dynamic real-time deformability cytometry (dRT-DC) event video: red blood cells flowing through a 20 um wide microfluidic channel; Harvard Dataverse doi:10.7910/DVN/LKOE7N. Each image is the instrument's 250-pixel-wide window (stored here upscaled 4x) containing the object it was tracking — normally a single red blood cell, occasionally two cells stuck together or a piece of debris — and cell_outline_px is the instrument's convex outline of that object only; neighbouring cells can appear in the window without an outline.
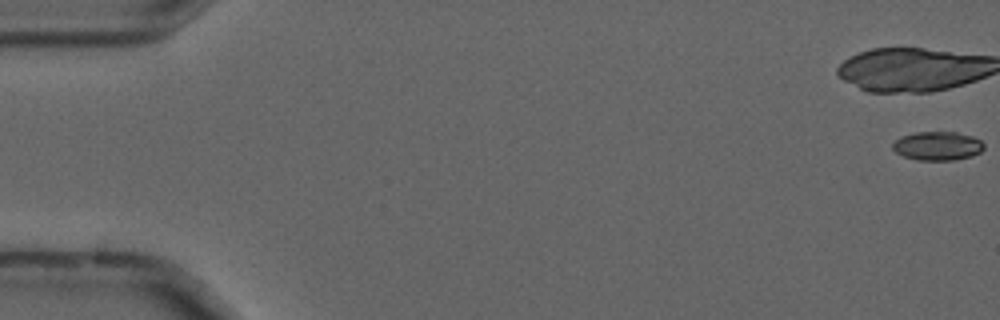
{"species": "common noctule bat (a hibernating species)", "species_latin": "Nyctalus noctula", "temperature_condition": "cold", "stored_images_in_passage": 20, "camera_frame_rate_fps": 3000, "um_per_image_px": 0.085, "animal": {"sex": "male", "forearm_length_mm": 52.5}, "frame": {"image": 1, "passage_image": 1, "time_ms": 0.0, "image_size_px": [1000, 320], "cell_outline_px": [[984, 148], [980, 152], [972, 156], [952, 160], [916, 160], [904, 156], [896, 152], [892, 148], [892, 144], [900, 136], [916, 132], [956, 132], [972, 136], [980, 140], [984, 144]], "centroid_in_image_um": [79.68, 12.4], "position_along_channel_um": 5.3, "area_um2": 15.32}}